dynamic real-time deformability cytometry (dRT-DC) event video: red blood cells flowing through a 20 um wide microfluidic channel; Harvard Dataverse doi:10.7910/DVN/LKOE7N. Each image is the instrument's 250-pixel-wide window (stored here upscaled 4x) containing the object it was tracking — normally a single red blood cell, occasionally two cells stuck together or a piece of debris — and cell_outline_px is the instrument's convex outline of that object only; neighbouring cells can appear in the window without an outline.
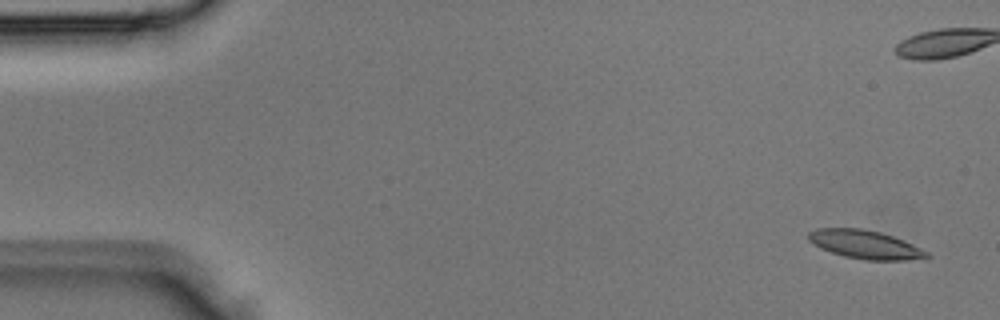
{"species": "Egyptian fruit bat (a non-hibernating species)", "species_latin": "Rousettus aegyptiacus", "temperature_condition": "room temperature", "stored_images_in_passage": 4, "camera_frame_rate_fps": 3000, "um_per_image_px": 0.085, "animal": {"sex": "male"}, "frame": {"image": 1, "passage_image": 1, "time_ms": 0.0, "image_size_px": [1000, 320], "cell_outline_px": [[932, 256], [904, 260], [864, 260], [844, 256], [820, 248], [812, 244], [808, 240], [808, 232], [816, 228], [864, 228], [880, 232], [904, 240], [928, 252]], "centroid_in_image_um": [73.49, 20.77], "position_along_channel_um": 11.5, "area_um2": 19.65}}